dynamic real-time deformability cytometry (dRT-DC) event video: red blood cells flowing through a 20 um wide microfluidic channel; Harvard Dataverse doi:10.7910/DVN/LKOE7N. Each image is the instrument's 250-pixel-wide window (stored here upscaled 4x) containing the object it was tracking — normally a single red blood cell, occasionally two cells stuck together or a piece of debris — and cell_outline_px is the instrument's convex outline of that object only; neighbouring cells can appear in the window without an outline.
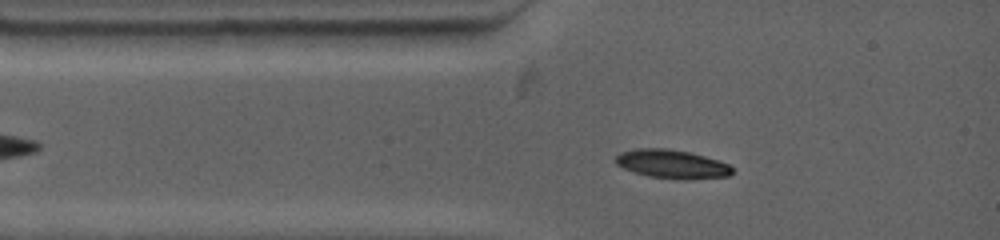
{"species": "common noctule bat (a hibernating species)", "species_latin": "Nyctalus noctula", "temperature_condition": "warm", "stored_images_in_passage": 5, "camera_frame_rate_fps": 4500, "um_per_image_px": 0.085, "animal": {"sex": "female", "body_mass_g": 19.0, "forearm_length_mm": 53.3}, "frame": {"image": 1, "passage_image": 3, "time_ms": 1.111, "image_size_px": [1000, 240], "cell_outline_px": [[732, 172], [728, 176], [684, 180], [648, 176], [624, 168], [616, 164], [616, 156], [620, 152], [636, 148], [668, 148], [688, 152], [704, 156], [728, 164], [732, 168]], "centroid_in_image_um": [57.09, 13.94], "position_along_channel_um": 27.9, "area_um2": 19.31}}